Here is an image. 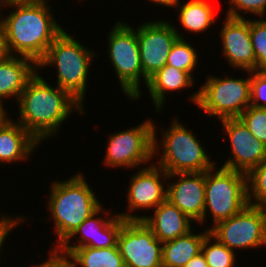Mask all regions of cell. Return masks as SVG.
<instances>
[{
	"instance_id": "1",
	"label": "cell",
	"mask_w": 266,
	"mask_h": 267,
	"mask_svg": "<svg viewBox=\"0 0 266 267\" xmlns=\"http://www.w3.org/2000/svg\"><path fill=\"white\" fill-rule=\"evenodd\" d=\"M52 86L37 71L16 103L19 108L17 122L41 145L44 140L58 136L72 111H78L76 113L79 115L86 114L84 106L69 92L57 85Z\"/></svg>"
},
{
	"instance_id": "2",
	"label": "cell",
	"mask_w": 266,
	"mask_h": 267,
	"mask_svg": "<svg viewBox=\"0 0 266 267\" xmlns=\"http://www.w3.org/2000/svg\"><path fill=\"white\" fill-rule=\"evenodd\" d=\"M49 0L12 3L3 16L7 48L11 56H22L38 64L64 28L55 19Z\"/></svg>"
},
{
	"instance_id": "3",
	"label": "cell",
	"mask_w": 266,
	"mask_h": 267,
	"mask_svg": "<svg viewBox=\"0 0 266 267\" xmlns=\"http://www.w3.org/2000/svg\"><path fill=\"white\" fill-rule=\"evenodd\" d=\"M83 173L78 172L68 180L52 181L47 207L53 219L58 248L74 230L101 206Z\"/></svg>"
},
{
	"instance_id": "4",
	"label": "cell",
	"mask_w": 266,
	"mask_h": 267,
	"mask_svg": "<svg viewBox=\"0 0 266 267\" xmlns=\"http://www.w3.org/2000/svg\"><path fill=\"white\" fill-rule=\"evenodd\" d=\"M66 31L68 30L64 29L55 38L37 66L38 70L48 66L57 68L56 85L84 106L91 63L97 56L93 49L86 47Z\"/></svg>"
},
{
	"instance_id": "5",
	"label": "cell",
	"mask_w": 266,
	"mask_h": 267,
	"mask_svg": "<svg viewBox=\"0 0 266 267\" xmlns=\"http://www.w3.org/2000/svg\"><path fill=\"white\" fill-rule=\"evenodd\" d=\"M171 120L170 126L161 130V143L158 141L154 122L153 155L154 159L157 155L160 156L154 163L168 174L198 173L211 169L216 163L209 158L206 148L200 144V138L197 139V135L181 124L178 118Z\"/></svg>"
},
{
	"instance_id": "6",
	"label": "cell",
	"mask_w": 266,
	"mask_h": 267,
	"mask_svg": "<svg viewBox=\"0 0 266 267\" xmlns=\"http://www.w3.org/2000/svg\"><path fill=\"white\" fill-rule=\"evenodd\" d=\"M246 73H249L246 78L209 75L189 100L209 117L237 118L250 106L251 72Z\"/></svg>"
},
{
	"instance_id": "7",
	"label": "cell",
	"mask_w": 266,
	"mask_h": 267,
	"mask_svg": "<svg viewBox=\"0 0 266 267\" xmlns=\"http://www.w3.org/2000/svg\"><path fill=\"white\" fill-rule=\"evenodd\" d=\"M247 174L216 166L205 172V205L203 219L207 222L208 212L213 224L228 219L248 205ZM209 210V211H208Z\"/></svg>"
},
{
	"instance_id": "8",
	"label": "cell",
	"mask_w": 266,
	"mask_h": 267,
	"mask_svg": "<svg viewBox=\"0 0 266 267\" xmlns=\"http://www.w3.org/2000/svg\"><path fill=\"white\" fill-rule=\"evenodd\" d=\"M107 33L108 57L120 88L130 100L137 101L143 95L141 83L146 86L149 80L141 66L137 28L120 20Z\"/></svg>"
},
{
	"instance_id": "9",
	"label": "cell",
	"mask_w": 266,
	"mask_h": 267,
	"mask_svg": "<svg viewBox=\"0 0 266 267\" xmlns=\"http://www.w3.org/2000/svg\"><path fill=\"white\" fill-rule=\"evenodd\" d=\"M109 136L103 161L105 167L134 170L153 160L154 120L151 118Z\"/></svg>"
},
{
	"instance_id": "10",
	"label": "cell",
	"mask_w": 266,
	"mask_h": 267,
	"mask_svg": "<svg viewBox=\"0 0 266 267\" xmlns=\"http://www.w3.org/2000/svg\"><path fill=\"white\" fill-rule=\"evenodd\" d=\"M208 229L232 251L266 247V212L260 206L248 204L239 213Z\"/></svg>"
},
{
	"instance_id": "11",
	"label": "cell",
	"mask_w": 266,
	"mask_h": 267,
	"mask_svg": "<svg viewBox=\"0 0 266 267\" xmlns=\"http://www.w3.org/2000/svg\"><path fill=\"white\" fill-rule=\"evenodd\" d=\"M162 245L143 220H125L117 246L125 267H162Z\"/></svg>"
},
{
	"instance_id": "12",
	"label": "cell",
	"mask_w": 266,
	"mask_h": 267,
	"mask_svg": "<svg viewBox=\"0 0 266 267\" xmlns=\"http://www.w3.org/2000/svg\"><path fill=\"white\" fill-rule=\"evenodd\" d=\"M138 169L135 174L131 175L128 189H126L127 212L117 213L124 220H138V214L133 213L138 210L153 211L166 200L168 173L155 163Z\"/></svg>"
},
{
	"instance_id": "13",
	"label": "cell",
	"mask_w": 266,
	"mask_h": 267,
	"mask_svg": "<svg viewBox=\"0 0 266 267\" xmlns=\"http://www.w3.org/2000/svg\"><path fill=\"white\" fill-rule=\"evenodd\" d=\"M185 38L171 22L156 19L137 27V40L143 74L149 79L166 65L174 42Z\"/></svg>"
},
{
	"instance_id": "14",
	"label": "cell",
	"mask_w": 266,
	"mask_h": 267,
	"mask_svg": "<svg viewBox=\"0 0 266 267\" xmlns=\"http://www.w3.org/2000/svg\"><path fill=\"white\" fill-rule=\"evenodd\" d=\"M219 121L231 148L229 159L221 166L248 174L266 158V145L253 136L239 117Z\"/></svg>"
},
{
	"instance_id": "15",
	"label": "cell",
	"mask_w": 266,
	"mask_h": 267,
	"mask_svg": "<svg viewBox=\"0 0 266 267\" xmlns=\"http://www.w3.org/2000/svg\"><path fill=\"white\" fill-rule=\"evenodd\" d=\"M103 206L84 220L58 248H108L116 246L121 225L125 220L117 215V212L114 215L113 212L110 214L112 210L107 211ZM104 215L106 218H103ZM75 236L78 237L75 238Z\"/></svg>"
},
{
	"instance_id": "16",
	"label": "cell",
	"mask_w": 266,
	"mask_h": 267,
	"mask_svg": "<svg viewBox=\"0 0 266 267\" xmlns=\"http://www.w3.org/2000/svg\"><path fill=\"white\" fill-rule=\"evenodd\" d=\"M167 182L166 199L199 223L204 215L205 172L168 174Z\"/></svg>"
},
{
	"instance_id": "17",
	"label": "cell",
	"mask_w": 266,
	"mask_h": 267,
	"mask_svg": "<svg viewBox=\"0 0 266 267\" xmlns=\"http://www.w3.org/2000/svg\"><path fill=\"white\" fill-rule=\"evenodd\" d=\"M220 38L222 56L233 69L255 71L256 57L250 36L249 19L225 18Z\"/></svg>"
},
{
	"instance_id": "18",
	"label": "cell",
	"mask_w": 266,
	"mask_h": 267,
	"mask_svg": "<svg viewBox=\"0 0 266 267\" xmlns=\"http://www.w3.org/2000/svg\"><path fill=\"white\" fill-rule=\"evenodd\" d=\"M152 214L138 215V220H143L161 243L174 240L193 229V220L167 199Z\"/></svg>"
},
{
	"instance_id": "19",
	"label": "cell",
	"mask_w": 266,
	"mask_h": 267,
	"mask_svg": "<svg viewBox=\"0 0 266 267\" xmlns=\"http://www.w3.org/2000/svg\"><path fill=\"white\" fill-rule=\"evenodd\" d=\"M16 120L10 118L0 127V163L2 164L26 161L40 145Z\"/></svg>"
},
{
	"instance_id": "20",
	"label": "cell",
	"mask_w": 266,
	"mask_h": 267,
	"mask_svg": "<svg viewBox=\"0 0 266 267\" xmlns=\"http://www.w3.org/2000/svg\"><path fill=\"white\" fill-rule=\"evenodd\" d=\"M37 69V64L27 57L10 55L0 61V101L12 97L17 102Z\"/></svg>"
},
{
	"instance_id": "21",
	"label": "cell",
	"mask_w": 266,
	"mask_h": 267,
	"mask_svg": "<svg viewBox=\"0 0 266 267\" xmlns=\"http://www.w3.org/2000/svg\"><path fill=\"white\" fill-rule=\"evenodd\" d=\"M190 73L176 69L173 66L165 65L149 78L146 88L149 96L155 105L154 110L159 114L164 111L163 105L167 102L168 92L180 91L194 86L196 79Z\"/></svg>"
},
{
	"instance_id": "22",
	"label": "cell",
	"mask_w": 266,
	"mask_h": 267,
	"mask_svg": "<svg viewBox=\"0 0 266 267\" xmlns=\"http://www.w3.org/2000/svg\"><path fill=\"white\" fill-rule=\"evenodd\" d=\"M190 232L162 245V267H184L194 256L201 252L204 238L209 229L198 234Z\"/></svg>"
},
{
	"instance_id": "23",
	"label": "cell",
	"mask_w": 266,
	"mask_h": 267,
	"mask_svg": "<svg viewBox=\"0 0 266 267\" xmlns=\"http://www.w3.org/2000/svg\"><path fill=\"white\" fill-rule=\"evenodd\" d=\"M178 2L174 7L178 11L179 26L192 34L205 33L216 20L217 10L209 0H188L186 3ZM216 11V12H215ZM181 24V25H180Z\"/></svg>"
},
{
	"instance_id": "24",
	"label": "cell",
	"mask_w": 266,
	"mask_h": 267,
	"mask_svg": "<svg viewBox=\"0 0 266 267\" xmlns=\"http://www.w3.org/2000/svg\"><path fill=\"white\" fill-rule=\"evenodd\" d=\"M68 254L77 267H125L118 246L108 248H57Z\"/></svg>"
},
{
	"instance_id": "25",
	"label": "cell",
	"mask_w": 266,
	"mask_h": 267,
	"mask_svg": "<svg viewBox=\"0 0 266 267\" xmlns=\"http://www.w3.org/2000/svg\"><path fill=\"white\" fill-rule=\"evenodd\" d=\"M201 252L205 256L209 267H235L236 251L230 250L210 233L206 235L202 242Z\"/></svg>"
},
{
	"instance_id": "26",
	"label": "cell",
	"mask_w": 266,
	"mask_h": 267,
	"mask_svg": "<svg viewBox=\"0 0 266 267\" xmlns=\"http://www.w3.org/2000/svg\"><path fill=\"white\" fill-rule=\"evenodd\" d=\"M189 40L185 38H178L169 52L167 57L166 65L173 66L176 69L186 71L193 76V71H195L198 64V52L190 44Z\"/></svg>"
},
{
	"instance_id": "27",
	"label": "cell",
	"mask_w": 266,
	"mask_h": 267,
	"mask_svg": "<svg viewBox=\"0 0 266 267\" xmlns=\"http://www.w3.org/2000/svg\"><path fill=\"white\" fill-rule=\"evenodd\" d=\"M248 203L263 207L266 204V158L247 174Z\"/></svg>"
},
{
	"instance_id": "28",
	"label": "cell",
	"mask_w": 266,
	"mask_h": 267,
	"mask_svg": "<svg viewBox=\"0 0 266 267\" xmlns=\"http://www.w3.org/2000/svg\"><path fill=\"white\" fill-rule=\"evenodd\" d=\"M249 28L252 46L256 57L255 71L266 73V17L250 20Z\"/></svg>"
},
{
	"instance_id": "29",
	"label": "cell",
	"mask_w": 266,
	"mask_h": 267,
	"mask_svg": "<svg viewBox=\"0 0 266 267\" xmlns=\"http://www.w3.org/2000/svg\"><path fill=\"white\" fill-rule=\"evenodd\" d=\"M239 118L253 136L266 145V108L250 105Z\"/></svg>"
},
{
	"instance_id": "30",
	"label": "cell",
	"mask_w": 266,
	"mask_h": 267,
	"mask_svg": "<svg viewBox=\"0 0 266 267\" xmlns=\"http://www.w3.org/2000/svg\"><path fill=\"white\" fill-rule=\"evenodd\" d=\"M228 3L230 4V8L226 11V14H224L227 17L245 19V17L242 16L244 12L246 15L249 13L253 14V17L259 16L263 18L264 16L265 18L266 0H228Z\"/></svg>"
},
{
	"instance_id": "31",
	"label": "cell",
	"mask_w": 266,
	"mask_h": 267,
	"mask_svg": "<svg viewBox=\"0 0 266 267\" xmlns=\"http://www.w3.org/2000/svg\"><path fill=\"white\" fill-rule=\"evenodd\" d=\"M250 105L266 108V73L251 71Z\"/></svg>"
},
{
	"instance_id": "32",
	"label": "cell",
	"mask_w": 266,
	"mask_h": 267,
	"mask_svg": "<svg viewBox=\"0 0 266 267\" xmlns=\"http://www.w3.org/2000/svg\"><path fill=\"white\" fill-rule=\"evenodd\" d=\"M6 214L0 215V261L2 253V248L4 247V241H6V237L9 235V232L11 233L13 229L17 227V225H21L26 221V216H18L15 215L14 217L11 216V214L8 216H5Z\"/></svg>"
},
{
	"instance_id": "33",
	"label": "cell",
	"mask_w": 266,
	"mask_h": 267,
	"mask_svg": "<svg viewBox=\"0 0 266 267\" xmlns=\"http://www.w3.org/2000/svg\"><path fill=\"white\" fill-rule=\"evenodd\" d=\"M49 250V267H77L75 261L68 254L60 252L57 248Z\"/></svg>"
},
{
	"instance_id": "34",
	"label": "cell",
	"mask_w": 266,
	"mask_h": 267,
	"mask_svg": "<svg viewBox=\"0 0 266 267\" xmlns=\"http://www.w3.org/2000/svg\"><path fill=\"white\" fill-rule=\"evenodd\" d=\"M10 56L6 43V33L3 20L0 19V61Z\"/></svg>"
},
{
	"instance_id": "35",
	"label": "cell",
	"mask_w": 266,
	"mask_h": 267,
	"mask_svg": "<svg viewBox=\"0 0 266 267\" xmlns=\"http://www.w3.org/2000/svg\"><path fill=\"white\" fill-rule=\"evenodd\" d=\"M184 267H209L202 252L194 256Z\"/></svg>"
},
{
	"instance_id": "36",
	"label": "cell",
	"mask_w": 266,
	"mask_h": 267,
	"mask_svg": "<svg viewBox=\"0 0 266 267\" xmlns=\"http://www.w3.org/2000/svg\"><path fill=\"white\" fill-rule=\"evenodd\" d=\"M156 5L166 6L167 8L175 7L180 0H148Z\"/></svg>"
},
{
	"instance_id": "37",
	"label": "cell",
	"mask_w": 266,
	"mask_h": 267,
	"mask_svg": "<svg viewBox=\"0 0 266 267\" xmlns=\"http://www.w3.org/2000/svg\"><path fill=\"white\" fill-rule=\"evenodd\" d=\"M4 103L3 101H0V127L7 121L10 119V117L7 115V109L6 107H4Z\"/></svg>"
},
{
	"instance_id": "38",
	"label": "cell",
	"mask_w": 266,
	"mask_h": 267,
	"mask_svg": "<svg viewBox=\"0 0 266 267\" xmlns=\"http://www.w3.org/2000/svg\"><path fill=\"white\" fill-rule=\"evenodd\" d=\"M43 0H4L5 5L12 3L40 2Z\"/></svg>"
},
{
	"instance_id": "39",
	"label": "cell",
	"mask_w": 266,
	"mask_h": 267,
	"mask_svg": "<svg viewBox=\"0 0 266 267\" xmlns=\"http://www.w3.org/2000/svg\"><path fill=\"white\" fill-rule=\"evenodd\" d=\"M30 267H49V257L47 258V260L36 265L33 264Z\"/></svg>"
},
{
	"instance_id": "40",
	"label": "cell",
	"mask_w": 266,
	"mask_h": 267,
	"mask_svg": "<svg viewBox=\"0 0 266 267\" xmlns=\"http://www.w3.org/2000/svg\"><path fill=\"white\" fill-rule=\"evenodd\" d=\"M5 7V3L4 0H0V19H3V13L1 12L2 10H4L3 8ZM2 13V14H1Z\"/></svg>"
}]
</instances>
